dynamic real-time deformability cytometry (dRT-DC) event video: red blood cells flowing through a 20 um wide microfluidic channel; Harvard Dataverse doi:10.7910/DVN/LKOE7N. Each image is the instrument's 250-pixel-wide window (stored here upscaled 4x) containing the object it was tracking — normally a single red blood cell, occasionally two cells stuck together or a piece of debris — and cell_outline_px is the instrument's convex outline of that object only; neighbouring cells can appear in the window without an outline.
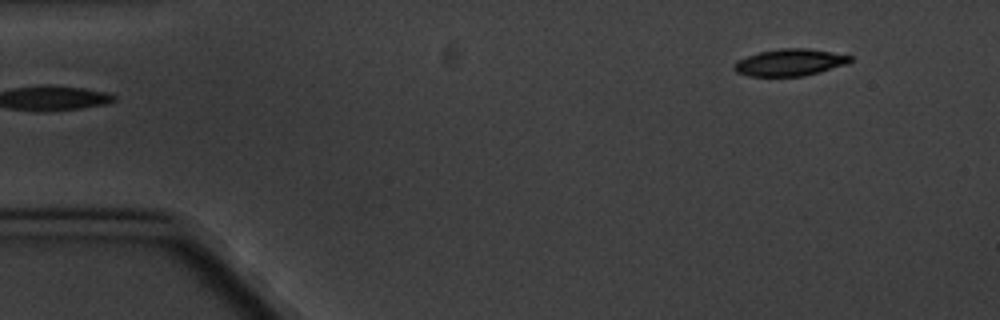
{"species": "common noctule bat (a hibernating species)", "species_latin": "Nyctalus noctula", "temperature_condition": "cold", "stored_images_in_passage": 6, "segment_of_instrument_passage": [2, 2], "camera_frame_rate_fps": 3000, "um_per_image_px": 0.085, "animal": {"sex": "male", "body_mass_g": 20.1, "forearm_length_mm": 53.5}, "frame": {"image": 1, "passage_image": 6, "time_ms": 5.667, "image_size_px": [1000, 320], "cell_outline_px": [[852, 60], [848, 64], [820, 72], [804, 76], [748, 76], [736, 72], [732, 68], [732, 64], [736, 60], [760, 52], [780, 48], [808, 48], [832, 52], [852, 56]], "centroid_in_image_um": [67.13, 5.31], "position_along_channel_um": 17.9, "area_um2": 18.38}}